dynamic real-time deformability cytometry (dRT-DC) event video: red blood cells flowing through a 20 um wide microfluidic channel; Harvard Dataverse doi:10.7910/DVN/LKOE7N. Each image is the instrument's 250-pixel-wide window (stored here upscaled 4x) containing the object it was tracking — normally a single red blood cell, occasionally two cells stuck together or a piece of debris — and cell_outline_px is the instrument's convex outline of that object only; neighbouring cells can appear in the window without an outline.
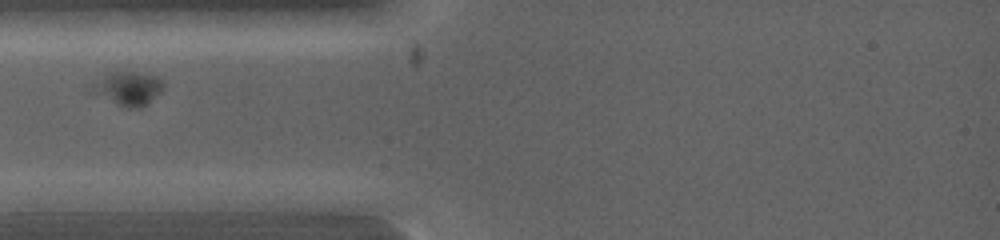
{"species": "common noctule bat (a hibernating species)", "species_latin": "Nyctalus noctula", "temperature_condition": "warm", "stored_images_in_passage": 19, "camera_frame_rate_fps": 5000, "um_per_image_px": 0.085, "animal": {"sex": "female", "body_mass_g": 19.0, "forearm_length_mm": 53.3}, "frame": {"image": 1, "passage_image": 4, "time_ms": 1.8, "image_size_px": [1000, 240], "cell_outline_px": [[164, 84], [160, 92], [140, 108], [128, 108], [120, 104], [104, 88], [104, 80], [116, 72], [136, 72], [152, 76], [160, 80]], "centroid_in_image_um": [11.28, 7.51], "position_along_channel_um": 73.7, "area_um2": 11.16}}
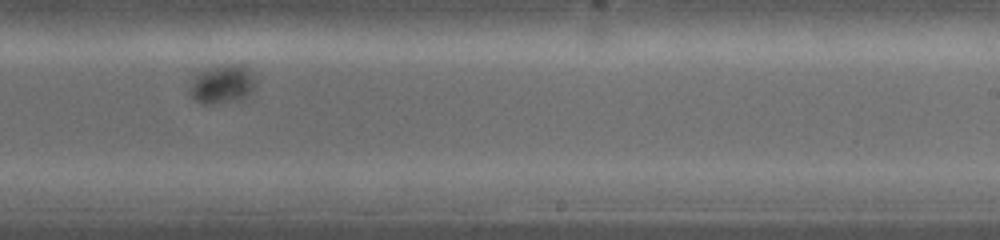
{"frame": {"image": 2, "passage_image": 12, "time_ms": 5.2, "image_size_px": [1000, 240], "cell_outline_px": [[256, 84], [244, 96], [208, 104], [200, 104], [192, 96], [192, 88], [196, 76], [200, 72], [220, 68], [240, 68], [248, 72], [252, 76]], "centroid_in_image_um": [18.84, 7.23], "position_along_channel_um": 270.2, "area_um2": 12.66}}
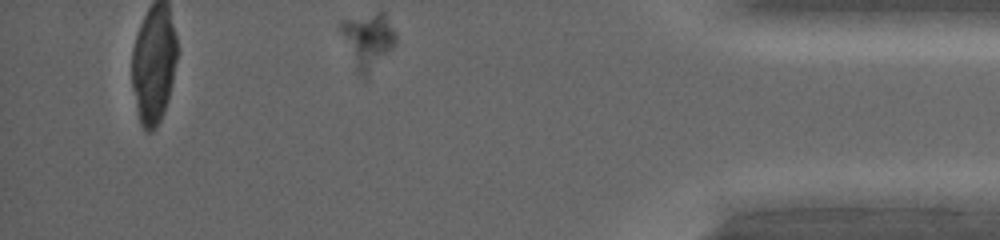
{"frame": {"image": 3, "passage_image": 19, "time_ms": 8.0, "image_size_px": [1000, 240], "cell_outline_px": [[396, 44], [368, 80], [356, 68], [340, 28], [340, 20], [376, 12], [384, 12], [396, 32]], "centroid_in_image_um": [31.34, 3.44], "position_along_channel_um": 403.9, "area_um2": 17.74}}